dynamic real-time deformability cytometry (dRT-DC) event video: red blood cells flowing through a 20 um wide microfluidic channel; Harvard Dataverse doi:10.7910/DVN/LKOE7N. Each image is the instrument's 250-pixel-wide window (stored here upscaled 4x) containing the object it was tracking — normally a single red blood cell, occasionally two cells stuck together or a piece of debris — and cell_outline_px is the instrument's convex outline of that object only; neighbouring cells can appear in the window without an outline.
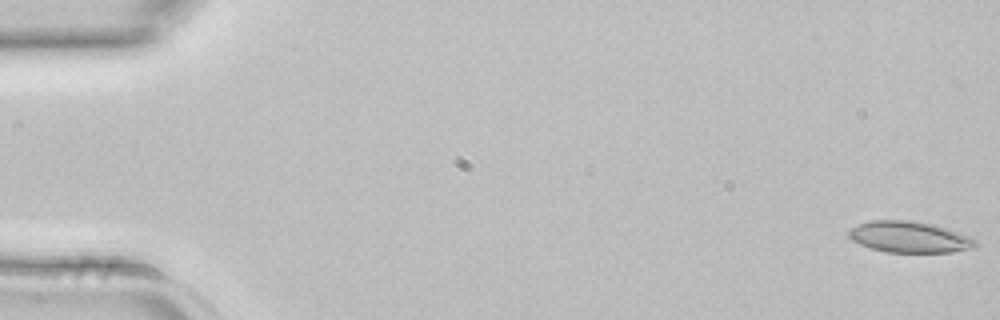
{"species": "common noctule bat (a hibernating species)", "species_latin": "Nyctalus noctula", "temperature_condition": "room temperature", "stored_images_in_passage": 4, "camera_frame_rate_fps": 3000, "um_per_image_px": 0.085, "animal": {"sex": "female", "body_mass_g": 22.7, "forearm_length_mm": 54.2}, "frame": {"image": 1, "passage_image": 1, "time_ms": 0.0, "image_size_px": [1000, 320], "cell_outline_px": [[976, 244], [972, 248], [952, 252], [884, 252], [860, 244], [852, 240], [848, 236], [848, 232], [856, 224], [872, 220], [908, 220], [932, 224], [968, 236], [976, 240]], "centroid_in_image_um": [77.25, 20.14], "position_along_channel_um": 7.8, "area_um2": 22.77}}
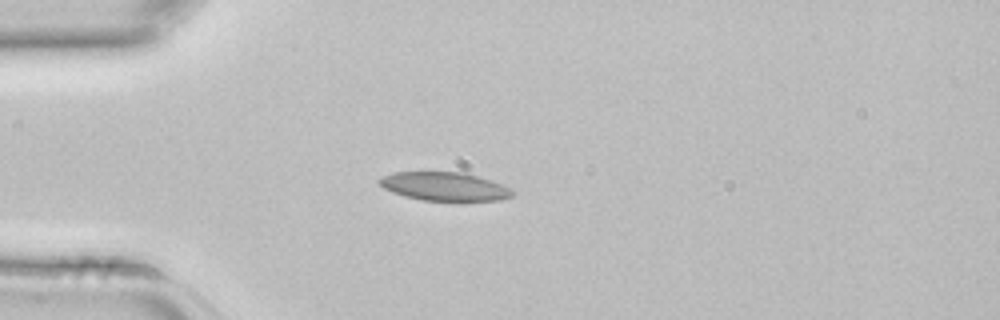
{"frame": {"image": 2, "passage_image": 3, "time_ms": 0.667, "image_size_px": [1000, 320], "cell_outline_px": [[516, 192], [512, 196], [500, 200], [460, 204], [420, 200], [404, 196], [392, 192], [384, 188], [376, 180], [380, 176], [396, 172], [464, 172], [512, 188]], "centroid_in_image_um": [37.82, 15.91], "position_along_channel_um": 47.2, "area_um2": 23.18}}